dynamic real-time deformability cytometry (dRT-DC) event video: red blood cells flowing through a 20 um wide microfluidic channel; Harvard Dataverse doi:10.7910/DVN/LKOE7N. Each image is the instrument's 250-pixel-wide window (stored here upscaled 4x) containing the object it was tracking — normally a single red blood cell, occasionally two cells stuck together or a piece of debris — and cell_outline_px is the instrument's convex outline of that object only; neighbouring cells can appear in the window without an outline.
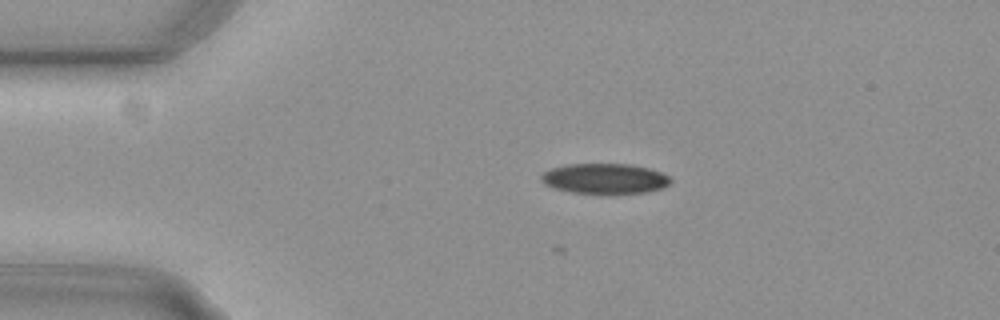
{"species": "common noctule bat (a hibernating species)", "species_latin": "Nyctalus noctula", "temperature_condition": "cold", "stored_images_in_passage": 4, "camera_frame_rate_fps": 3000, "um_per_image_px": 0.085, "animal": {"sex": "female", "body_mass_g": 29.2, "forearm_length_mm": 56.3}, "frame": {"image": 1, "passage_image": 4, "time_ms": 1.0, "image_size_px": [1000, 320], "cell_outline_px": [[672, 180], [668, 184], [660, 188], [644, 192], [572, 192], [556, 188], [544, 184], [540, 180], [540, 176], [544, 172], [552, 168], [568, 164], [632, 164], [648, 168], [660, 172], [668, 176]], "centroid_in_image_um": [51.38, 15.15], "position_along_channel_um": 33.6, "area_um2": 22.2}}